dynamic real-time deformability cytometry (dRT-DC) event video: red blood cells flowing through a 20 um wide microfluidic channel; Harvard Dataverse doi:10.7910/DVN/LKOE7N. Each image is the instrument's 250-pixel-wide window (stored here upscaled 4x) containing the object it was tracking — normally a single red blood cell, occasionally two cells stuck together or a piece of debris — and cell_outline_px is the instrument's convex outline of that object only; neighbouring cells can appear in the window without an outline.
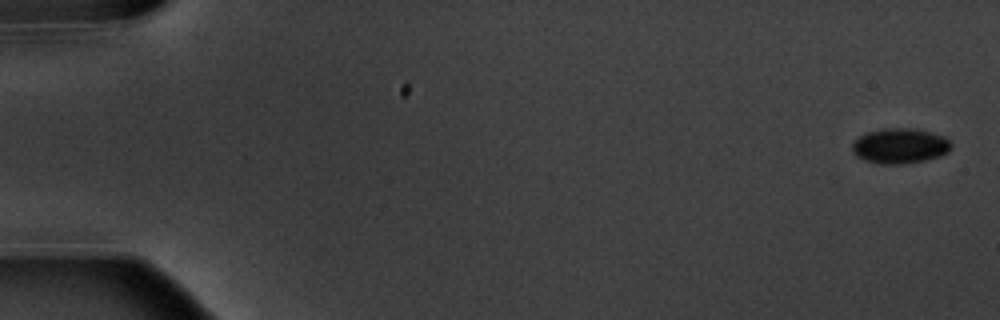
{"species": "common noctule bat (a hibernating species)", "species_latin": "Nyctalus noctula", "temperature_condition": "warm", "stored_images_in_passage": 6, "camera_frame_rate_fps": 3000, "um_per_image_px": 0.085, "animal": {"sex": "male", "body_mass_g": 20.1, "forearm_length_mm": 53.5}, "frame": {"image": 1, "passage_image": 1, "time_ms": 0.0, "image_size_px": [1000, 320], "cell_outline_px": [[952, 144], [948, 152], [940, 156], [924, 160], [904, 164], [880, 164], [864, 160], [856, 156], [852, 148], [852, 144], [860, 136], [868, 132], [884, 128], [912, 128], [944, 136]], "centroid_in_image_um": [76.49, 12.41], "position_along_channel_um": 8.5, "area_um2": 20.17}}